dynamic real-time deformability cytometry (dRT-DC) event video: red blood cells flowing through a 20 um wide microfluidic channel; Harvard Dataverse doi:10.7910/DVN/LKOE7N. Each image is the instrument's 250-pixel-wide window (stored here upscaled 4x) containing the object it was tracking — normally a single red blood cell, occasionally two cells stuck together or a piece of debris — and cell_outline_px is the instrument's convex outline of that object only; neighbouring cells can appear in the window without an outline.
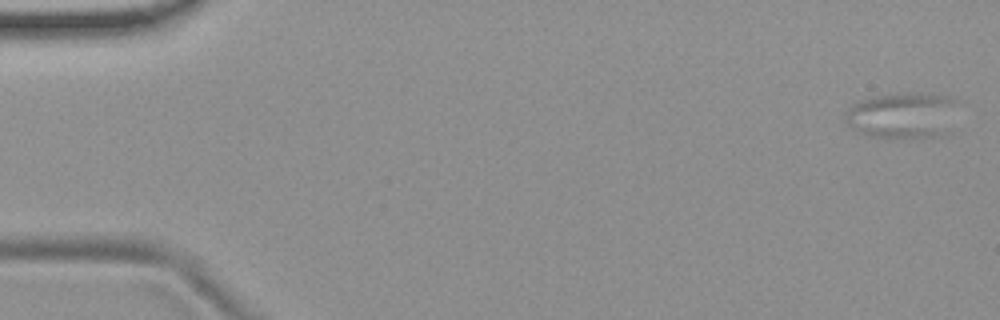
{"species": "common noctule bat (a hibernating species)", "species_latin": "Nyctalus noctula", "temperature_condition": "room temperature", "stored_images_in_passage": 54, "camera_frame_rate_fps": 3000, "um_per_image_px": 0.085, "animal": {"sex": "female", "body_mass_g": 19.9}, "frame": {"image": 1, "passage_image": 2, "time_ms": 0.333, "image_size_px": [1000, 320], "cell_outline_px": [[956, 100], [952, 132], [948, 136], [868, 136], [860, 132], [848, 124], [844, 120], [844, 112], [852, 104], [860, 100], [872, 96], [896, 92], [924, 92], [952, 96]], "centroid_in_image_um": [76.77, 9.76], "position_along_channel_um": 8.2, "area_um2": 30.81}}
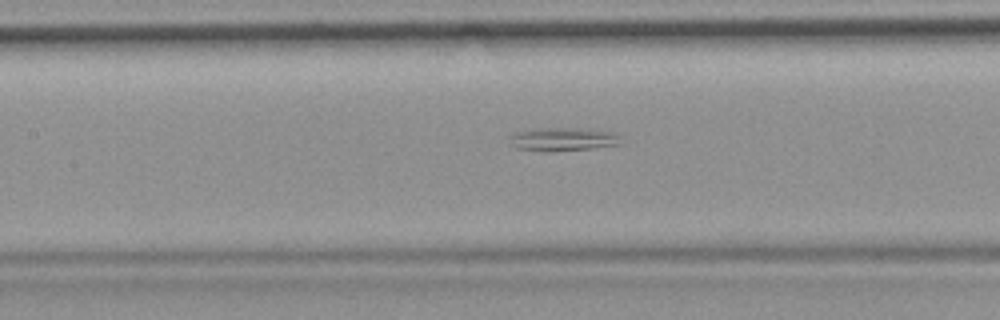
{"frame": {"image": 2, "passage_image": 26, "time_ms": 8.333, "image_size_px": [1000, 320], "cell_outline_px": [[624, 144], [592, 148], [548, 152], [516, 148], [512, 136], [516, 132], [532, 128], [572, 128], [612, 132], [620, 136]], "centroid_in_image_um": [47.93, 11.84], "position_along_channel_um": 159.5, "area_um2": 14.97}}
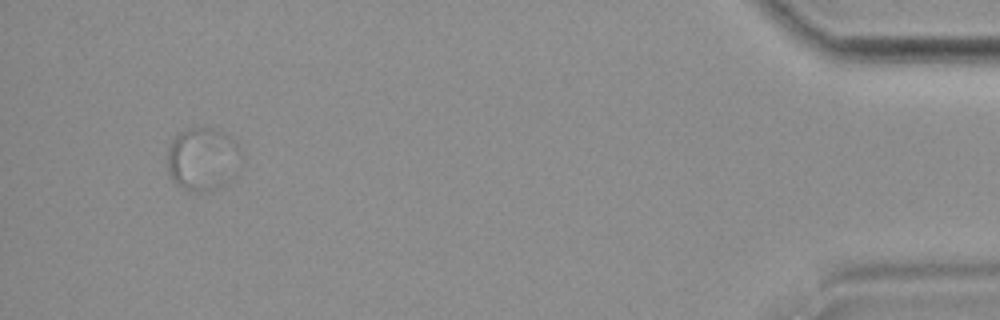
{"frame": {"image": 3, "passage_image": 53, "time_ms": 17.333, "image_size_px": [1000, 320], "cell_outline_px": [[240, 148], [208, 188], [200, 192], [196, 192], [184, 188], [176, 184], [172, 180], [168, 172], [168, 144], [176, 132], [188, 128], [212, 128], [224, 132], [236, 140], [240, 144]], "centroid_in_image_um": [16.95, 13.33], "position_along_channel_um": 418.3, "area_um2": 24.33}}